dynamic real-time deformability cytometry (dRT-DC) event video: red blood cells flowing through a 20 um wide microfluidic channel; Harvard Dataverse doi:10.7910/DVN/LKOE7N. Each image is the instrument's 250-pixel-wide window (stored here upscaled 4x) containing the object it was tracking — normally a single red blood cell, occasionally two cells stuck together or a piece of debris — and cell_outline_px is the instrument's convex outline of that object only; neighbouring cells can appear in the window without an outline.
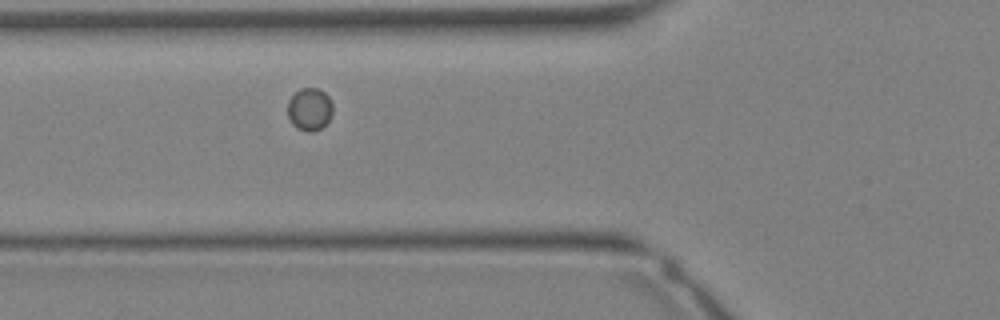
{"species": "Egyptian fruit bat (a non-hibernating species)", "species_latin": "Rousettus aegyptiacus", "temperature_condition": "warm", "stored_images_in_passage": 22, "camera_frame_rate_fps": 3000, "um_per_image_px": 0.085, "animal": {"sex": "female"}, "frame": {"image": 1, "passage_image": 2, "time_ms": 0.333, "image_size_px": [1000, 320], "cell_outline_px": [[332, 116], [320, 128], [312, 132], [308, 132], [296, 128], [292, 124], [288, 116], [288, 100], [300, 88], [320, 88], [328, 96], [332, 104]], "centroid_in_image_um": [26.31, 9.28], "position_along_channel_um": 99.5, "area_um2": 11.21}}
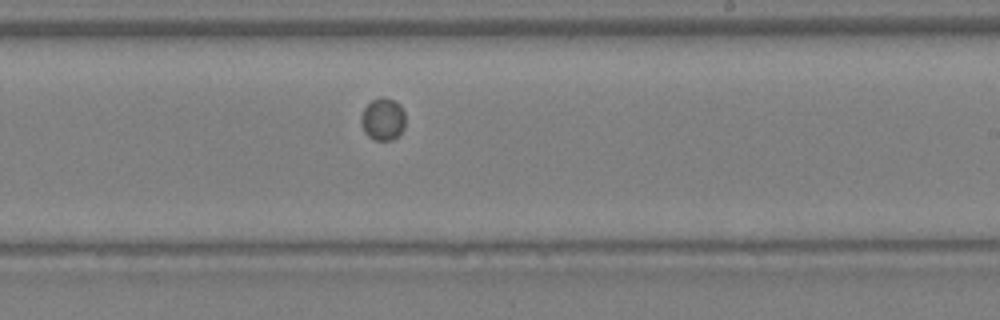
{"frame": {"image": 2, "passage_image": 10, "time_ms": 3.0, "image_size_px": [1000, 320], "cell_outline_px": [[404, 128], [392, 140], [376, 140], [368, 136], [364, 132], [360, 124], [360, 116], [364, 108], [372, 100], [392, 100], [400, 104], [404, 112]], "centroid_in_image_um": [32.52, 10.17], "position_along_channel_um": 256.5, "area_um2": 10.64}}
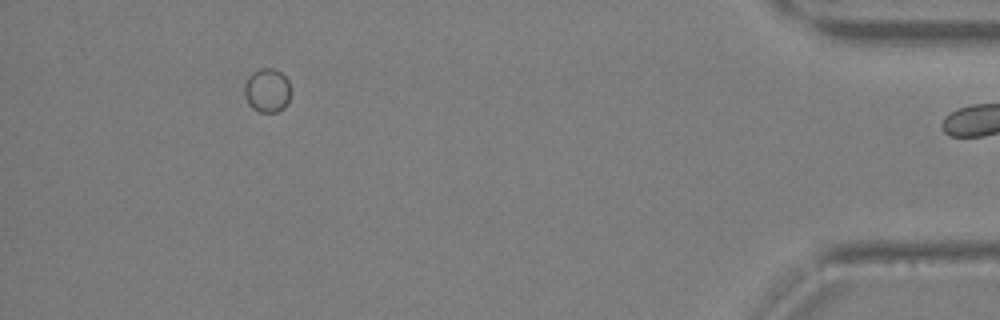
{"frame": {"image": 3, "passage_image": 21, "time_ms": 6.667, "image_size_px": [1000, 320], "cell_outline_px": [[288, 100], [284, 108], [276, 112], [260, 112], [252, 108], [248, 104], [244, 96], [244, 84], [248, 76], [252, 72], [260, 68], [272, 68], [280, 72], [288, 80]], "centroid_in_image_um": [22.65, 7.68], "position_along_channel_um": 412.5, "area_um2": 11.79}}